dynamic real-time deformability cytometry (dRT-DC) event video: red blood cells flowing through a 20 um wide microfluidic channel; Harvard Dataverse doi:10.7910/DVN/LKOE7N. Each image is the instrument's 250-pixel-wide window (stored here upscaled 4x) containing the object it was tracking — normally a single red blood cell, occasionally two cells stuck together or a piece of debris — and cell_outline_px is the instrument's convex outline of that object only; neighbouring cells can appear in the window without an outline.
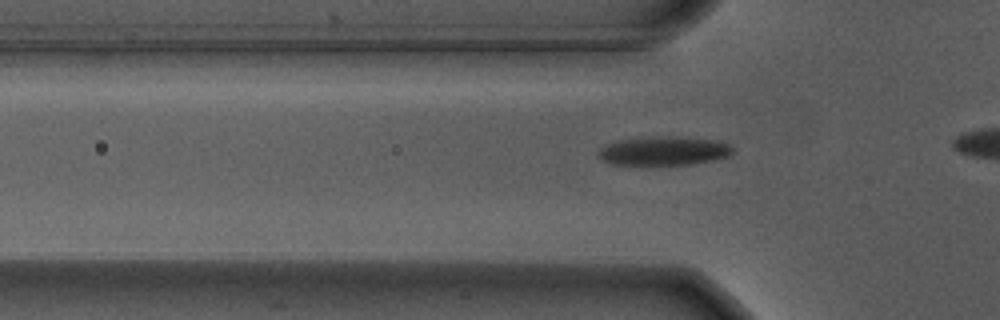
{"species": "Egyptian fruit bat (a non-hibernating species)", "species_latin": "Rousettus aegyptiacus", "temperature_condition": "warm", "stored_images_in_passage": 11, "camera_frame_rate_fps": 3000, "um_per_image_px": 0.085, "animal": {"sex": "male"}, "frame": {"image": 1, "passage_image": 5, "time_ms": 1.333, "image_size_px": [1000, 320], "cell_outline_px": [[732, 152], [728, 156], [712, 160], [692, 164], [612, 164], [604, 160], [596, 152], [600, 148], [608, 144], [620, 140], [672, 136], [716, 140], [728, 144], [732, 148]], "centroid_in_image_um": [56.44, 12.83], "position_along_channel_um": 69.4, "area_um2": 21.96}}
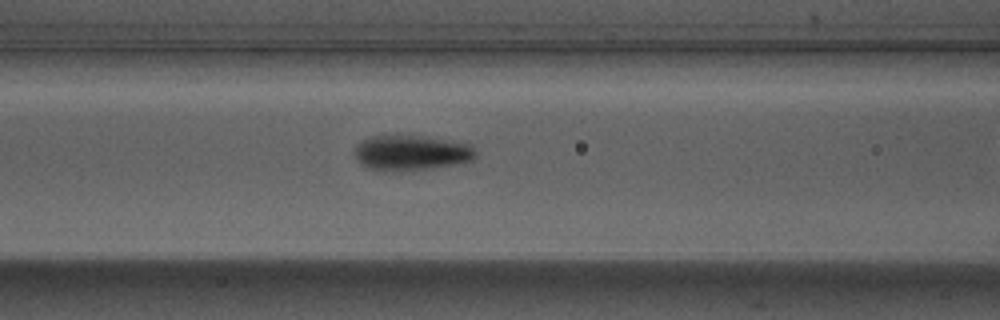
{"frame": {"image": 2, "passage_image": 10, "time_ms": 3.0, "image_size_px": [1000, 320], "cell_outline_px": [[476, 156], [472, 160], [432, 168], [368, 168], [356, 156], [356, 144], [372, 136], [384, 132], [424, 136], [472, 144], [476, 152]], "centroid_in_image_um": [35.0, 12.89], "position_along_channel_um": 131.6, "area_um2": 24.33}}